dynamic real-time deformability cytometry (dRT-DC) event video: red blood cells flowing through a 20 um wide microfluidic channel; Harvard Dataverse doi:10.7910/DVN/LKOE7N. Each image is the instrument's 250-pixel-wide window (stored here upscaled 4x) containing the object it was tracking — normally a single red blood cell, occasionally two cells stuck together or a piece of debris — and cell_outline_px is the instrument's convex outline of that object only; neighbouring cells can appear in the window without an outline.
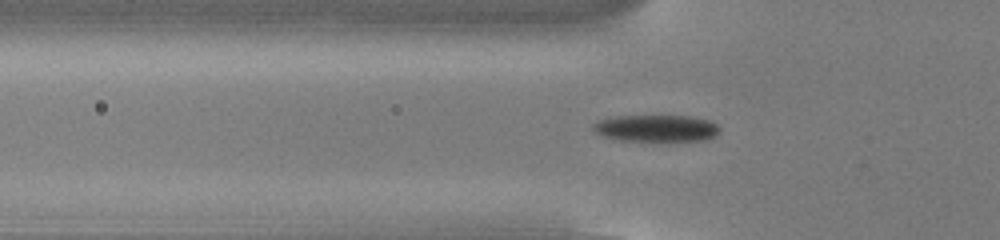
{"species": "common noctule bat (a hibernating species)", "species_latin": "Nyctalus noctula", "temperature_condition": "cold", "stored_images_in_passage": 54, "camera_frame_rate_fps": 3000, "um_per_image_px": 0.085, "animal": {"sex": "male", "body_mass_g": 13.0, "forearm_length_mm": 53.1}, "frame": {"image": 1, "passage_image": 18, "time_ms": 5.667, "image_size_px": [1000, 240], "cell_outline_px": [[720, 132], [716, 136], [708, 140], [656, 144], [612, 140], [596, 132], [592, 128], [592, 124], [600, 120], [616, 116], [688, 116], [708, 120], [716, 124], [720, 128]], "centroid_in_image_um": [55.81, 10.97], "position_along_channel_um": 70.0, "area_um2": 21.04}}
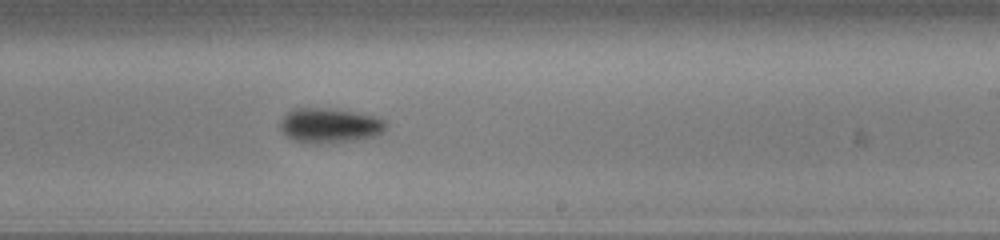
{"frame": {"image": 2, "passage_image": 33, "time_ms": 10.667, "image_size_px": [1000, 240], "cell_outline_px": [[388, 124], [384, 132], [376, 136], [356, 140], [320, 144], [308, 144], [292, 140], [280, 128], [280, 120], [292, 108], [328, 108], [376, 116], [384, 120]], "centroid_in_image_um": [28.03, 10.68], "position_along_channel_um": 261.0, "area_um2": 21.68}}
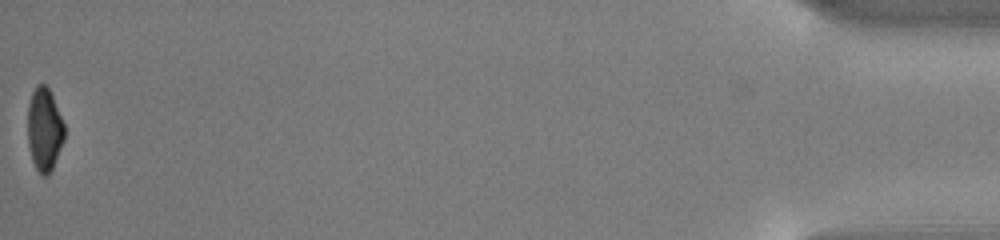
{"frame": {"image": 3, "passage_image": 54, "time_ms": 17.667, "image_size_px": [1000, 240], "cell_outline_px": [[64, 140], [52, 168], [48, 176], [44, 176], [36, 168], [32, 160], [28, 148], [28, 104], [32, 92], [36, 84], [44, 84], [48, 88], [52, 96], [64, 124]], "centroid_in_image_um": [3.76, 11.0], "position_along_channel_um": 431.4, "area_um2": 17.63}, "authors_computed_cell_mechanics": {"area_um2": 19.7676, "velocity_mm_per_s": 3.8293, "shape_relaxation_time_tau1_ms": 2.9004, "shape_relaxation_time_tau2_ms": null, "deformation_change_tau1": 0.1181, "deformation_change_tau2": null}}